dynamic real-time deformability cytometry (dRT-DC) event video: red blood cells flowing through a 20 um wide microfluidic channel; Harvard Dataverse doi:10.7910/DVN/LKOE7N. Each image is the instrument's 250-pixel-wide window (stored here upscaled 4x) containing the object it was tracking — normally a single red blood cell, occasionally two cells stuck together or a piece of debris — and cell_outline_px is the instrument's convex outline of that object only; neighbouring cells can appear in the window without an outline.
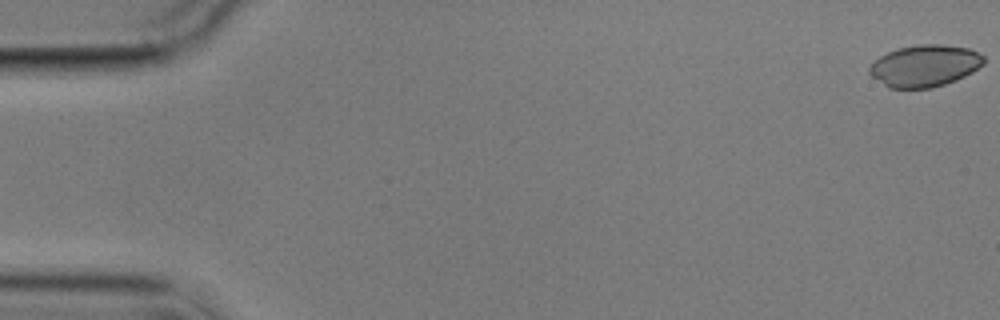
{"species": "common noctule bat (a hibernating species)", "species_latin": "Nyctalus noctula", "temperature_condition": "cold", "stored_images_in_passage": 4, "camera_frame_rate_fps": 3000, "um_per_image_px": 0.085, "animal": {"sex": "male", "body_mass_g": 17.9}, "frame": {"image": 1, "passage_image": 1, "time_ms": 0.0, "image_size_px": [1000, 320], "cell_outline_px": [[984, 64], [972, 72], [956, 80], [932, 88], [888, 88], [872, 76], [868, 72], [868, 68], [880, 56], [888, 52], [900, 48], [920, 44], [940, 44], [968, 48], [984, 56]], "centroid_in_image_um": [78.6, 5.6], "position_along_channel_um": 6.4, "area_um2": 27.69}}
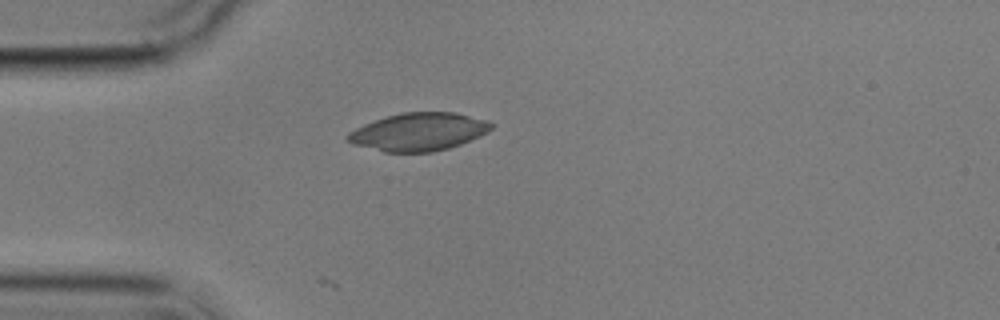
{"frame": {"image": 2, "passage_image": 4, "time_ms": 5.0, "image_size_px": [1000, 320], "cell_outline_px": [[496, 124], [488, 132], [480, 136], [460, 144], [448, 148], [432, 152], [384, 152], [352, 144], [344, 136], [348, 132], [364, 124], [388, 116], [404, 112], [456, 112], [488, 120]], "centroid_in_image_um": [35.61, 11.2], "position_along_channel_um": 49.4, "area_um2": 31.79}}